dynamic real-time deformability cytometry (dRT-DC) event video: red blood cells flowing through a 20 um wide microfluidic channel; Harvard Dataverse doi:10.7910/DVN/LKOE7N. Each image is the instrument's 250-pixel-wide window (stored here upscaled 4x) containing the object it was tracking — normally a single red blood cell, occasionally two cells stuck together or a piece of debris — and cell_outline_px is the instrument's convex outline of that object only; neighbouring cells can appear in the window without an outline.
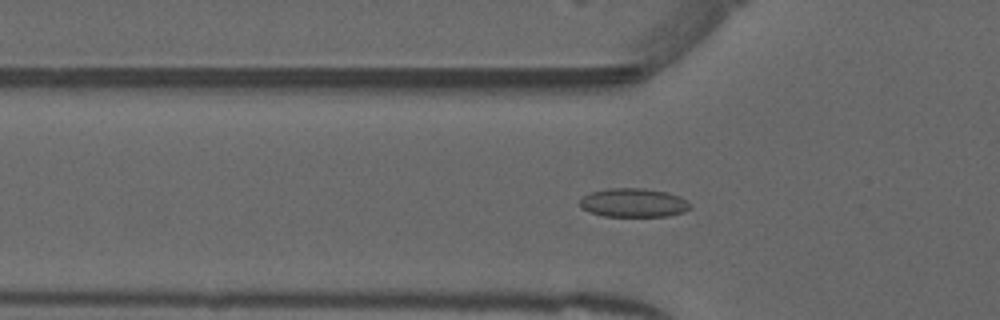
{"species": "common noctule bat (a hibernating species)", "species_latin": "Nyctalus noctula", "temperature_condition": "warm", "stored_images_in_passage": 53, "camera_frame_rate_fps": 3000, "um_per_image_px": 0.085, "animal": {"sex": "male", "forearm_length_mm": 52.5}, "frame": {"image": 1, "passage_image": 17, "time_ms": 5.333, "image_size_px": [1000, 320], "cell_outline_px": [[692, 204], [684, 212], [668, 216], [604, 216], [588, 212], [580, 208], [580, 200], [588, 192], [608, 188], [644, 188], [668, 192], [680, 196], [688, 200]], "centroid_in_image_um": [53.84, 17.22], "position_along_channel_um": 72.0, "area_um2": 18.79}}
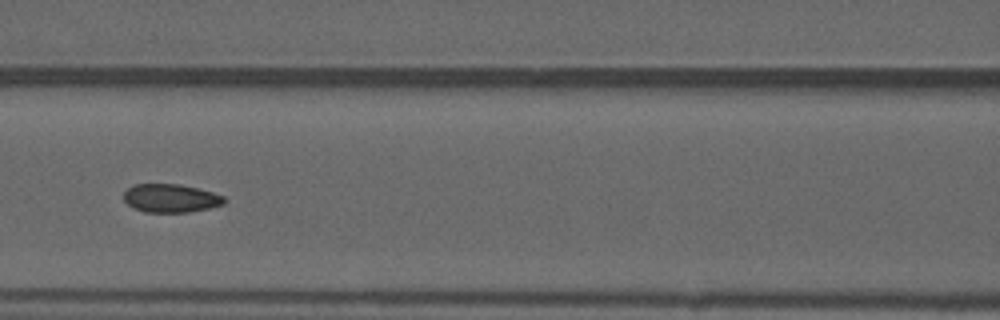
{"frame": {"image": 2, "passage_image": 23, "time_ms": 7.333, "image_size_px": [1000, 320], "cell_outline_px": [[228, 200], [224, 204], [208, 208], [188, 212], [144, 212], [132, 208], [124, 200], [124, 192], [128, 188], [136, 184], [180, 184], [212, 192], [224, 196]], "centroid_in_image_um": [14.51, 16.85], "position_along_channel_um": 152.1, "area_um2": 16.65}}
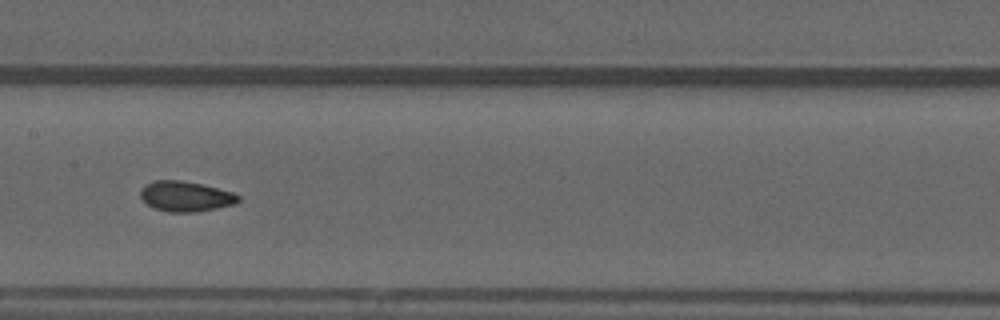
{"frame": {"image": 3, "passage_image": 26, "time_ms": 8.333, "image_size_px": [1000, 320], "cell_outline_px": [[240, 200], [236, 204], [196, 212], [168, 212], [156, 208], [148, 204], [140, 196], [140, 192], [144, 184], [156, 180], [180, 180], [200, 184], [232, 192], [240, 196]], "centroid_in_image_um": [15.78, 16.69], "position_along_channel_um": 191.6, "area_um2": 17.11}, "authors_computed_cell_mechanics": {"area_um2": 17.2244, "velocity_mm_per_s": 3.9607, "shape_relaxation_time_tau1_ms": 11.2604, "shape_relaxation_time_tau2_ms": 1.1856, "deformation_change_tau1": 0.1914, "deformation_change_tau2": 0.0538}}